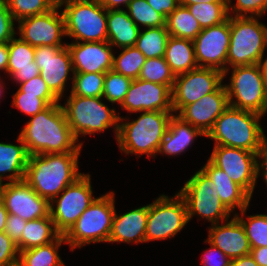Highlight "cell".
Returning <instances> with one entry per match:
<instances>
[{
	"label": "cell",
	"mask_w": 267,
	"mask_h": 266,
	"mask_svg": "<svg viewBox=\"0 0 267 266\" xmlns=\"http://www.w3.org/2000/svg\"><path fill=\"white\" fill-rule=\"evenodd\" d=\"M19 136L29 155L81 152L83 147L70 129L61 103L32 116Z\"/></svg>",
	"instance_id": "cell-1"
},
{
	"label": "cell",
	"mask_w": 267,
	"mask_h": 266,
	"mask_svg": "<svg viewBox=\"0 0 267 266\" xmlns=\"http://www.w3.org/2000/svg\"><path fill=\"white\" fill-rule=\"evenodd\" d=\"M80 153L29 155L24 180L50 202L82 175L78 168Z\"/></svg>",
	"instance_id": "cell-2"
},
{
	"label": "cell",
	"mask_w": 267,
	"mask_h": 266,
	"mask_svg": "<svg viewBox=\"0 0 267 266\" xmlns=\"http://www.w3.org/2000/svg\"><path fill=\"white\" fill-rule=\"evenodd\" d=\"M173 112L148 111L129 122L120 116L119 131L116 137L120 151L128 154H146L156 157L159 145L165 137ZM126 119V120H125ZM125 120V122H122Z\"/></svg>",
	"instance_id": "cell-3"
},
{
	"label": "cell",
	"mask_w": 267,
	"mask_h": 266,
	"mask_svg": "<svg viewBox=\"0 0 267 266\" xmlns=\"http://www.w3.org/2000/svg\"><path fill=\"white\" fill-rule=\"evenodd\" d=\"M257 113L229 106L215 121L206 137L214 145L242 148L259 155L264 131Z\"/></svg>",
	"instance_id": "cell-4"
},
{
	"label": "cell",
	"mask_w": 267,
	"mask_h": 266,
	"mask_svg": "<svg viewBox=\"0 0 267 266\" xmlns=\"http://www.w3.org/2000/svg\"><path fill=\"white\" fill-rule=\"evenodd\" d=\"M258 17L230 16V45L227 53V69L230 67L261 64L267 47V26Z\"/></svg>",
	"instance_id": "cell-5"
},
{
	"label": "cell",
	"mask_w": 267,
	"mask_h": 266,
	"mask_svg": "<svg viewBox=\"0 0 267 266\" xmlns=\"http://www.w3.org/2000/svg\"><path fill=\"white\" fill-rule=\"evenodd\" d=\"M102 100V97H82L70 92L67 102L62 107L77 140L80 135L101 133L111 126L115 129V137H117L120 117L116 114V109H110Z\"/></svg>",
	"instance_id": "cell-6"
},
{
	"label": "cell",
	"mask_w": 267,
	"mask_h": 266,
	"mask_svg": "<svg viewBox=\"0 0 267 266\" xmlns=\"http://www.w3.org/2000/svg\"><path fill=\"white\" fill-rule=\"evenodd\" d=\"M114 191L105 193L90 204L64 235L71 251L92 243L108 242L115 214Z\"/></svg>",
	"instance_id": "cell-7"
},
{
	"label": "cell",
	"mask_w": 267,
	"mask_h": 266,
	"mask_svg": "<svg viewBox=\"0 0 267 266\" xmlns=\"http://www.w3.org/2000/svg\"><path fill=\"white\" fill-rule=\"evenodd\" d=\"M65 20L66 36L73 42L108 40L107 10L97 0H58Z\"/></svg>",
	"instance_id": "cell-8"
},
{
	"label": "cell",
	"mask_w": 267,
	"mask_h": 266,
	"mask_svg": "<svg viewBox=\"0 0 267 266\" xmlns=\"http://www.w3.org/2000/svg\"><path fill=\"white\" fill-rule=\"evenodd\" d=\"M227 90L229 106L261 116L267 113V93L261 64L232 68Z\"/></svg>",
	"instance_id": "cell-9"
},
{
	"label": "cell",
	"mask_w": 267,
	"mask_h": 266,
	"mask_svg": "<svg viewBox=\"0 0 267 266\" xmlns=\"http://www.w3.org/2000/svg\"><path fill=\"white\" fill-rule=\"evenodd\" d=\"M216 185L200 169L187 180L178 192L185 200L188 220L199 215L212 224L230 219L231 212L224 206L218 195Z\"/></svg>",
	"instance_id": "cell-10"
},
{
	"label": "cell",
	"mask_w": 267,
	"mask_h": 266,
	"mask_svg": "<svg viewBox=\"0 0 267 266\" xmlns=\"http://www.w3.org/2000/svg\"><path fill=\"white\" fill-rule=\"evenodd\" d=\"M188 222L184 198L179 193L173 197L162 194L148 204L145 243L173 238Z\"/></svg>",
	"instance_id": "cell-11"
},
{
	"label": "cell",
	"mask_w": 267,
	"mask_h": 266,
	"mask_svg": "<svg viewBox=\"0 0 267 266\" xmlns=\"http://www.w3.org/2000/svg\"><path fill=\"white\" fill-rule=\"evenodd\" d=\"M90 177V174L83 173L72 184L68 185L60 193L61 195L59 194L50 201V217L61 235H65L72 228L78 218L96 199L92 196Z\"/></svg>",
	"instance_id": "cell-12"
},
{
	"label": "cell",
	"mask_w": 267,
	"mask_h": 266,
	"mask_svg": "<svg viewBox=\"0 0 267 266\" xmlns=\"http://www.w3.org/2000/svg\"><path fill=\"white\" fill-rule=\"evenodd\" d=\"M208 159L252 197L260 175L257 153L242 148L214 145Z\"/></svg>",
	"instance_id": "cell-13"
},
{
	"label": "cell",
	"mask_w": 267,
	"mask_h": 266,
	"mask_svg": "<svg viewBox=\"0 0 267 266\" xmlns=\"http://www.w3.org/2000/svg\"><path fill=\"white\" fill-rule=\"evenodd\" d=\"M224 73L215 68L198 67L175 77L172 89L173 113L215 92L223 83Z\"/></svg>",
	"instance_id": "cell-14"
},
{
	"label": "cell",
	"mask_w": 267,
	"mask_h": 266,
	"mask_svg": "<svg viewBox=\"0 0 267 266\" xmlns=\"http://www.w3.org/2000/svg\"><path fill=\"white\" fill-rule=\"evenodd\" d=\"M57 4L52 10L40 15L25 17L18 21L19 37L32 47H64L62 36H66L65 20ZM61 12V13H59Z\"/></svg>",
	"instance_id": "cell-15"
},
{
	"label": "cell",
	"mask_w": 267,
	"mask_h": 266,
	"mask_svg": "<svg viewBox=\"0 0 267 266\" xmlns=\"http://www.w3.org/2000/svg\"><path fill=\"white\" fill-rule=\"evenodd\" d=\"M35 63L50 91L59 100L64 98L63 93L66 92L67 80L69 78L73 81L74 75L73 63L67 45L64 47H35ZM69 72L72 73V77L69 76Z\"/></svg>",
	"instance_id": "cell-16"
},
{
	"label": "cell",
	"mask_w": 267,
	"mask_h": 266,
	"mask_svg": "<svg viewBox=\"0 0 267 266\" xmlns=\"http://www.w3.org/2000/svg\"><path fill=\"white\" fill-rule=\"evenodd\" d=\"M193 44L198 67L215 68L224 73L230 45V16L221 24L203 28Z\"/></svg>",
	"instance_id": "cell-17"
},
{
	"label": "cell",
	"mask_w": 267,
	"mask_h": 266,
	"mask_svg": "<svg viewBox=\"0 0 267 266\" xmlns=\"http://www.w3.org/2000/svg\"><path fill=\"white\" fill-rule=\"evenodd\" d=\"M120 107L136 114L148 111L173 112L172 89L168 85L137 78L132 81Z\"/></svg>",
	"instance_id": "cell-18"
},
{
	"label": "cell",
	"mask_w": 267,
	"mask_h": 266,
	"mask_svg": "<svg viewBox=\"0 0 267 266\" xmlns=\"http://www.w3.org/2000/svg\"><path fill=\"white\" fill-rule=\"evenodd\" d=\"M3 202L9 214L17 215L26 221L50 214V202L40 197L25 180L7 182Z\"/></svg>",
	"instance_id": "cell-19"
},
{
	"label": "cell",
	"mask_w": 267,
	"mask_h": 266,
	"mask_svg": "<svg viewBox=\"0 0 267 266\" xmlns=\"http://www.w3.org/2000/svg\"><path fill=\"white\" fill-rule=\"evenodd\" d=\"M228 107L227 90L222 84L215 92L206 94L195 103L184 106L176 115L207 135L216 119Z\"/></svg>",
	"instance_id": "cell-20"
},
{
	"label": "cell",
	"mask_w": 267,
	"mask_h": 266,
	"mask_svg": "<svg viewBox=\"0 0 267 266\" xmlns=\"http://www.w3.org/2000/svg\"><path fill=\"white\" fill-rule=\"evenodd\" d=\"M74 73H106L113 68L112 46L107 42L67 43Z\"/></svg>",
	"instance_id": "cell-21"
},
{
	"label": "cell",
	"mask_w": 267,
	"mask_h": 266,
	"mask_svg": "<svg viewBox=\"0 0 267 266\" xmlns=\"http://www.w3.org/2000/svg\"><path fill=\"white\" fill-rule=\"evenodd\" d=\"M212 224L208 227L209 243L224 252L231 260L249 255L251 246L246 236L245 229L239 219L234 215L225 223Z\"/></svg>",
	"instance_id": "cell-22"
},
{
	"label": "cell",
	"mask_w": 267,
	"mask_h": 266,
	"mask_svg": "<svg viewBox=\"0 0 267 266\" xmlns=\"http://www.w3.org/2000/svg\"><path fill=\"white\" fill-rule=\"evenodd\" d=\"M148 204L123 215L115 211L112 230L108 242L145 243Z\"/></svg>",
	"instance_id": "cell-23"
},
{
	"label": "cell",
	"mask_w": 267,
	"mask_h": 266,
	"mask_svg": "<svg viewBox=\"0 0 267 266\" xmlns=\"http://www.w3.org/2000/svg\"><path fill=\"white\" fill-rule=\"evenodd\" d=\"M8 50L7 74L16 84L40 75V70L35 63V47L20 37H14L8 42Z\"/></svg>",
	"instance_id": "cell-24"
},
{
	"label": "cell",
	"mask_w": 267,
	"mask_h": 266,
	"mask_svg": "<svg viewBox=\"0 0 267 266\" xmlns=\"http://www.w3.org/2000/svg\"><path fill=\"white\" fill-rule=\"evenodd\" d=\"M216 185L218 195L224 206L232 213L249 207L251 196L237 183L233 182L228 175L216 167L209 159L201 168Z\"/></svg>",
	"instance_id": "cell-25"
},
{
	"label": "cell",
	"mask_w": 267,
	"mask_h": 266,
	"mask_svg": "<svg viewBox=\"0 0 267 266\" xmlns=\"http://www.w3.org/2000/svg\"><path fill=\"white\" fill-rule=\"evenodd\" d=\"M206 135L198 128L183 121L176 114H173L169 121L164 139L159 145L157 154L177 156L187 151L188 147L194 143L196 137Z\"/></svg>",
	"instance_id": "cell-26"
},
{
	"label": "cell",
	"mask_w": 267,
	"mask_h": 266,
	"mask_svg": "<svg viewBox=\"0 0 267 266\" xmlns=\"http://www.w3.org/2000/svg\"><path fill=\"white\" fill-rule=\"evenodd\" d=\"M17 142L20 144L0 142V181L2 182L4 179L9 180V183L24 180L29 154L20 136Z\"/></svg>",
	"instance_id": "cell-27"
},
{
	"label": "cell",
	"mask_w": 267,
	"mask_h": 266,
	"mask_svg": "<svg viewBox=\"0 0 267 266\" xmlns=\"http://www.w3.org/2000/svg\"><path fill=\"white\" fill-rule=\"evenodd\" d=\"M140 29L126 10H107V42L112 47L135 46Z\"/></svg>",
	"instance_id": "cell-28"
},
{
	"label": "cell",
	"mask_w": 267,
	"mask_h": 266,
	"mask_svg": "<svg viewBox=\"0 0 267 266\" xmlns=\"http://www.w3.org/2000/svg\"><path fill=\"white\" fill-rule=\"evenodd\" d=\"M164 59L175 76L198 68L193 40L170 36Z\"/></svg>",
	"instance_id": "cell-29"
},
{
	"label": "cell",
	"mask_w": 267,
	"mask_h": 266,
	"mask_svg": "<svg viewBox=\"0 0 267 266\" xmlns=\"http://www.w3.org/2000/svg\"><path fill=\"white\" fill-rule=\"evenodd\" d=\"M60 235L50 214L47 217L27 221L22 233L21 251L49 244Z\"/></svg>",
	"instance_id": "cell-30"
},
{
	"label": "cell",
	"mask_w": 267,
	"mask_h": 266,
	"mask_svg": "<svg viewBox=\"0 0 267 266\" xmlns=\"http://www.w3.org/2000/svg\"><path fill=\"white\" fill-rule=\"evenodd\" d=\"M62 243L66 244L64 235L49 244L19 251L18 263L21 266H66L58 254Z\"/></svg>",
	"instance_id": "cell-31"
},
{
	"label": "cell",
	"mask_w": 267,
	"mask_h": 266,
	"mask_svg": "<svg viewBox=\"0 0 267 266\" xmlns=\"http://www.w3.org/2000/svg\"><path fill=\"white\" fill-rule=\"evenodd\" d=\"M167 31L172 37L194 40L202 31L198 21L186 6L179 5L166 19Z\"/></svg>",
	"instance_id": "cell-32"
},
{
	"label": "cell",
	"mask_w": 267,
	"mask_h": 266,
	"mask_svg": "<svg viewBox=\"0 0 267 266\" xmlns=\"http://www.w3.org/2000/svg\"><path fill=\"white\" fill-rule=\"evenodd\" d=\"M170 34L166 26L144 28L139 32L135 46L145 57L157 58L164 57Z\"/></svg>",
	"instance_id": "cell-33"
},
{
	"label": "cell",
	"mask_w": 267,
	"mask_h": 266,
	"mask_svg": "<svg viewBox=\"0 0 267 266\" xmlns=\"http://www.w3.org/2000/svg\"><path fill=\"white\" fill-rule=\"evenodd\" d=\"M201 28L221 24L229 18L228 0L213 3H200L186 6Z\"/></svg>",
	"instance_id": "cell-34"
},
{
	"label": "cell",
	"mask_w": 267,
	"mask_h": 266,
	"mask_svg": "<svg viewBox=\"0 0 267 266\" xmlns=\"http://www.w3.org/2000/svg\"><path fill=\"white\" fill-rule=\"evenodd\" d=\"M247 208L241 210V216L236 212L234 215L243 225L251 248L267 247V214L250 215L246 220L243 217Z\"/></svg>",
	"instance_id": "cell-35"
},
{
	"label": "cell",
	"mask_w": 267,
	"mask_h": 266,
	"mask_svg": "<svg viewBox=\"0 0 267 266\" xmlns=\"http://www.w3.org/2000/svg\"><path fill=\"white\" fill-rule=\"evenodd\" d=\"M146 57L134 46L122 48L121 53L116 57L113 55V70L135 80L139 77L141 68Z\"/></svg>",
	"instance_id": "cell-36"
},
{
	"label": "cell",
	"mask_w": 267,
	"mask_h": 266,
	"mask_svg": "<svg viewBox=\"0 0 267 266\" xmlns=\"http://www.w3.org/2000/svg\"><path fill=\"white\" fill-rule=\"evenodd\" d=\"M175 77L164 57H157L146 59L138 79L168 85L173 89Z\"/></svg>",
	"instance_id": "cell-37"
},
{
	"label": "cell",
	"mask_w": 267,
	"mask_h": 266,
	"mask_svg": "<svg viewBox=\"0 0 267 266\" xmlns=\"http://www.w3.org/2000/svg\"><path fill=\"white\" fill-rule=\"evenodd\" d=\"M129 17L140 28H153L166 26V18L157 13L148 3L147 0H132L127 6Z\"/></svg>",
	"instance_id": "cell-38"
},
{
	"label": "cell",
	"mask_w": 267,
	"mask_h": 266,
	"mask_svg": "<svg viewBox=\"0 0 267 266\" xmlns=\"http://www.w3.org/2000/svg\"><path fill=\"white\" fill-rule=\"evenodd\" d=\"M105 73H74L71 93L82 97H102Z\"/></svg>",
	"instance_id": "cell-39"
},
{
	"label": "cell",
	"mask_w": 267,
	"mask_h": 266,
	"mask_svg": "<svg viewBox=\"0 0 267 266\" xmlns=\"http://www.w3.org/2000/svg\"><path fill=\"white\" fill-rule=\"evenodd\" d=\"M8 10L17 21L25 17L44 14L52 10L58 0H5Z\"/></svg>",
	"instance_id": "cell-40"
},
{
	"label": "cell",
	"mask_w": 267,
	"mask_h": 266,
	"mask_svg": "<svg viewBox=\"0 0 267 266\" xmlns=\"http://www.w3.org/2000/svg\"><path fill=\"white\" fill-rule=\"evenodd\" d=\"M132 81V79L113 69L107 71L105 73L102 98H105L110 103H119L121 105Z\"/></svg>",
	"instance_id": "cell-41"
},
{
	"label": "cell",
	"mask_w": 267,
	"mask_h": 266,
	"mask_svg": "<svg viewBox=\"0 0 267 266\" xmlns=\"http://www.w3.org/2000/svg\"><path fill=\"white\" fill-rule=\"evenodd\" d=\"M231 4L232 0H228L229 16L233 13L235 17L260 18L265 12H267V0H236L235 5Z\"/></svg>",
	"instance_id": "cell-42"
},
{
	"label": "cell",
	"mask_w": 267,
	"mask_h": 266,
	"mask_svg": "<svg viewBox=\"0 0 267 266\" xmlns=\"http://www.w3.org/2000/svg\"><path fill=\"white\" fill-rule=\"evenodd\" d=\"M12 106L19 109L22 113L32 117L49 106V104L37 95L24 94L19 89L13 94Z\"/></svg>",
	"instance_id": "cell-43"
},
{
	"label": "cell",
	"mask_w": 267,
	"mask_h": 266,
	"mask_svg": "<svg viewBox=\"0 0 267 266\" xmlns=\"http://www.w3.org/2000/svg\"><path fill=\"white\" fill-rule=\"evenodd\" d=\"M19 86L18 89L24 94L37 95L38 98L44 99L49 105L60 102V100L50 91L41 75L22 82Z\"/></svg>",
	"instance_id": "cell-44"
},
{
	"label": "cell",
	"mask_w": 267,
	"mask_h": 266,
	"mask_svg": "<svg viewBox=\"0 0 267 266\" xmlns=\"http://www.w3.org/2000/svg\"><path fill=\"white\" fill-rule=\"evenodd\" d=\"M18 257L17 244L5 232H0V266H12L18 263Z\"/></svg>",
	"instance_id": "cell-45"
},
{
	"label": "cell",
	"mask_w": 267,
	"mask_h": 266,
	"mask_svg": "<svg viewBox=\"0 0 267 266\" xmlns=\"http://www.w3.org/2000/svg\"><path fill=\"white\" fill-rule=\"evenodd\" d=\"M14 21L6 1L0 0V43H8L16 36Z\"/></svg>",
	"instance_id": "cell-46"
},
{
	"label": "cell",
	"mask_w": 267,
	"mask_h": 266,
	"mask_svg": "<svg viewBox=\"0 0 267 266\" xmlns=\"http://www.w3.org/2000/svg\"><path fill=\"white\" fill-rule=\"evenodd\" d=\"M26 222V220L14 214H9L7 217L5 233L17 244L19 251H21V238Z\"/></svg>",
	"instance_id": "cell-47"
},
{
	"label": "cell",
	"mask_w": 267,
	"mask_h": 266,
	"mask_svg": "<svg viewBox=\"0 0 267 266\" xmlns=\"http://www.w3.org/2000/svg\"><path fill=\"white\" fill-rule=\"evenodd\" d=\"M205 243H208L210 248L202 256L203 266H229L231 259L224 252L207 240H205Z\"/></svg>",
	"instance_id": "cell-48"
},
{
	"label": "cell",
	"mask_w": 267,
	"mask_h": 266,
	"mask_svg": "<svg viewBox=\"0 0 267 266\" xmlns=\"http://www.w3.org/2000/svg\"><path fill=\"white\" fill-rule=\"evenodd\" d=\"M147 3L166 19L179 6V0H147Z\"/></svg>",
	"instance_id": "cell-49"
},
{
	"label": "cell",
	"mask_w": 267,
	"mask_h": 266,
	"mask_svg": "<svg viewBox=\"0 0 267 266\" xmlns=\"http://www.w3.org/2000/svg\"><path fill=\"white\" fill-rule=\"evenodd\" d=\"M258 159H259L258 160L259 161V174L262 172L260 176L263 177V180L265 181L267 185V137L265 134L262 139V145L260 148Z\"/></svg>",
	"instance_id": "cell-50"
},
{
	"label": "cell",
	"mask_w": 267,
	"mask_h": 266,
	"mask_svg": "<svg viewBox=\"0 0 267 266\" xmlns=\"http://www.w3.org/2000/svg\"><path fill=\"white\" fill-rule=\"evenodd\" d=\"M250 255L259 266H267V247L251 248Z\"/></svg>",
	"instance_id": "cell-51"
},
{
	"label": "cell",
	"mask_w": 267,
	"mask_h": 266,
	"mask_svg": "<svg viewBox=\"0 0 267 266\" xmlns=\"http://www.w3.org/2000/svg\"><path fill=\"white\" fill-rule=\"evenodd\" d=\"M106 10H119L123 4L127 8L132 0H97Z\"/></svg>",
	"instance_id": "cell-52"
},
{
	"label": "cell",
	"mask_w": 267,
	"mask_h": 266,
	"mask_svg": "<svg viewBox=\"0 0 267 266\" xmlns=\"http://www.w3.org/2000/svg\"><path fill=\"white\" fill-rule=\"evenodd\" d=\"M9 61L8 43H0V72L1 70L7 73Z\"/></svg>",
	"instance_id": "cell-53"
},
{
	"label": "cell",
	"mask_w": 267,
	"mask_h": 266,
	"mask_svg": "<svg viewBox=\"0 0 267 266\" xmlns=\"http://www.w3.org/2000/svg\"><path fill=\"white\" fill-rule=\"evenodd\" d=\"M229 266H259L253 259V257L249 255L241 256L236 259H232L230 261Z\"/></svg>",
	"instance_id": "cell-54"
},
{
	"label": "cell",
	"mask_w": 267,
	"mask_h": 266,
	"mask_svg": "<svg viewBox=\"0 0 267 266\" xmlns=\"http://www.w3.org/2000/svg\"><path fill=\"white\" fill-rule=\"evenodd\" d=\"M8 215L9 213L5 208L4 202H0V232H5Z\"/></svg>",
	"instance_id": "cell-55"
},
{
	"label": "cell",
	"mask_w": 267,
	"mask_h": 266,
	"mask_svg": "<svg viewBox=\"0 0 267 266\" xmlns=\"http://www.w3.org/2000/svg\"><path fill=\"white\" fill-rule=\"evenodd\" d=\"M220 0H179V5L187 6L192 4H200V3H213L219 2Z\"/></svg>",
	"instance_id": "cell-56"
},
{
	"label": "cell",
	"mask_w": 267,
	"mask_h": 266,
	"mask_svg": "<svg viewBox=\"0 0 267 266\" xmlns=\"http://www.w3.org/2000/svg\"><path fill=\"white\" fill-rule=\"evenodd\" d=\"M261 66H262L263 72H264L265 86H266V93H267V57L262 60Z\"/></svg>",
	"instance_id": "cell-57"
},
{
	"label": "cell",
	"mask_w": 267,
	"mask_h": 266,
	"mask_svg": "<svg viewBox=\"0 0 267 266\" xmlns=\"http://www.w3.org/2000/svg\"><path fill=\"white\" fill-rule=\"evenodd\" d=\"M5 186H6V183H3L2 181H0V202L3 201V193H4Z\"/></svg>",
	"instance_id": "cell-58"
},
{
	"label": "cell",
	"mask_w": 267,
	"mask_h": 266,
	"mask_svg": "<svg viewBox=\"0 0 267 266\" xmlns=\"http://www.w3.org/2000/svg\"><path fill=\"white\" fill-rule=\"evenodd\" d=\"M3 80H1V77H0V98L2 97L3 95V91H4V81L2 82Z\"/></svg>",
	"instance_id": "cell-59"
},
{
	"label": "cell",
	"mask_w": 267,
	"mask_h": 266,
	"mask_svg": "<svg viewBox=\"0 0 267 266\" xmlns=\"http://www.w3.org/2000/svg\"><path fill=\"white\" fill-rule=\"evenodd\" d=\"M12 266H21L19 263H16V264H14V265H12Z\"/></svg>",
	"instance_id": "cell-60"
}]
</instances>
